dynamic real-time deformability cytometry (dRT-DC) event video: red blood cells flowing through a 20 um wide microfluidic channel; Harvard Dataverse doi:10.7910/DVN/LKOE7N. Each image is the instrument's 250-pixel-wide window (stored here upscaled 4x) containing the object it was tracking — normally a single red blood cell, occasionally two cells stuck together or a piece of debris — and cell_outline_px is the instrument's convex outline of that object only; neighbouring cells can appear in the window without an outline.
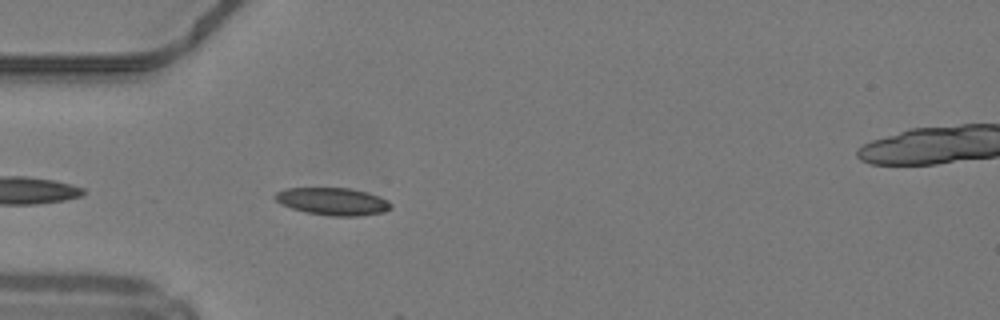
{"species": "common noctule bat (a hibernating species)", "species_latin": "Nyctalus noctula", "temperature_condition": "warm", "stored_images_in_passage": 6, "camera_frame_rate_fps": 3000, "um_per_image_px": 0.085, "animal": {"sex": "male", "body_mass_g": 19.2, "forearm_length_mm": 51.8}, "frame": {"image": 1, "passage_image": 3, "time_ms": 0.667, "image_size_px": [1000, 320], "cell_outline_px": [[392, 208], [384, 212], [356, 216], [332, 216], [304, 212], [280, 204], [272, 196], [276, 192], [284, 188], [352, 188], [368, 192], [388, 200], [392, 204]], "centroid_in_image_um": [28.27, 17.11], "position_along_channel_um": 56.7, "area_um2": 18.73}}